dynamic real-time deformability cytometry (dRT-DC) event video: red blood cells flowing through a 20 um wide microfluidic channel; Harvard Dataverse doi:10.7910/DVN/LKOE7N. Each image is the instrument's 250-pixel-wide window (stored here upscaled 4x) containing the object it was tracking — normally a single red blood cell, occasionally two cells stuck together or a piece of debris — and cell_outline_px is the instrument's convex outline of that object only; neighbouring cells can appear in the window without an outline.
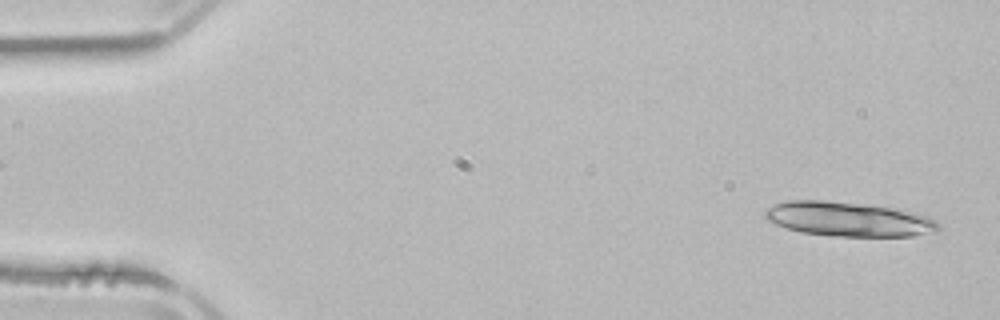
{"species": "common noctule bat (a hibernating species)", "species_latin": "Nyctalus noctula", "temperature_condition": "room temperature", "stored_images_in_passage": 5, "camera_frame_rate_fps": 3000, "um_per_image_px": 0.085, "animal": {"sex": "male", "body_mass_g": 21.5, "forearm_length_mm": 52.0}, "frame": {"image": 1, "passage_image": 5, "time_ms": 5.667, "image_size_px": [1000, 320], "cell_outline_px": [[940, 228], [936, 232], [912, 236], [832, 236], [800, 232], [776, 224], [768, 220], [764, 216], [764, 208], [788, 200], [824, 200], [896, 208], [928, 216], [936, 220], [940, 224]], "centroid_in_image_um": [72.14, 18.63], "position_along_channel_um": 12.9, "area_um2": 34.85}}